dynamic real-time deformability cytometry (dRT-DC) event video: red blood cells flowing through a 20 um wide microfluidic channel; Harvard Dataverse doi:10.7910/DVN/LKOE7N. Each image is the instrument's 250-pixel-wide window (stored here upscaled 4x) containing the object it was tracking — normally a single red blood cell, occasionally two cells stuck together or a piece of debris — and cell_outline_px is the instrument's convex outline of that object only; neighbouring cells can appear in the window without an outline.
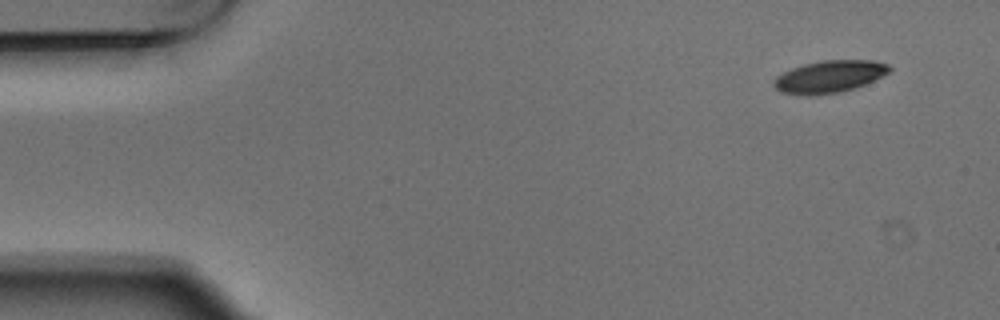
{"species": "Egyptian fruit bat (a non-hibernating species)", "species_latin": "Rousettus aegyptiacus", "temperature_condition": "warm", "stored_images_in_passage": 5, "camera_frame_rate_fps": 3000, "um_per_image_px": 0.085, "animal": {"sex": "male"}, "frame": {"image": 1, "passage_image": 1, "time_ms": 0.0, "image_size_px": [1000, 320], "cell_outline_px": [[892, 68], [888, 72], [856, 88], [840, 92], [808, 96], [780, 92], [772, 84], [772, 80], [776, 76], [792, 68], [804, 64], [824, 60], [872, 60], [888, 64]], "centroid_in_image_um": [70.45, 6.51], "position_along_channel_um": 14.5, "area_um2": 21.62}}
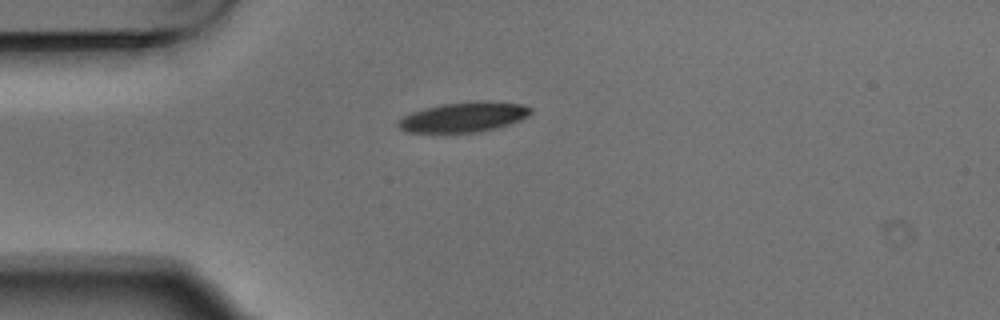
{"frame": {"image": 2, "passage_image": 4, "time_ms": 1.0, "image_size_px": [1000, 320], "cell_outline_px": [[532, 112], [528, 116], [520, 120], [496, 128], [476, 132], [408, 132], [400, 128], [400, 120], [404, 116], [412, 112], [444, 104], [476, 100], [488, 100], [520, 104], [532, 108]], "centroid_in_image_um": [39.49, 9.93], "position_along_channel_um": 45.5, "area_um2": 22.77}}
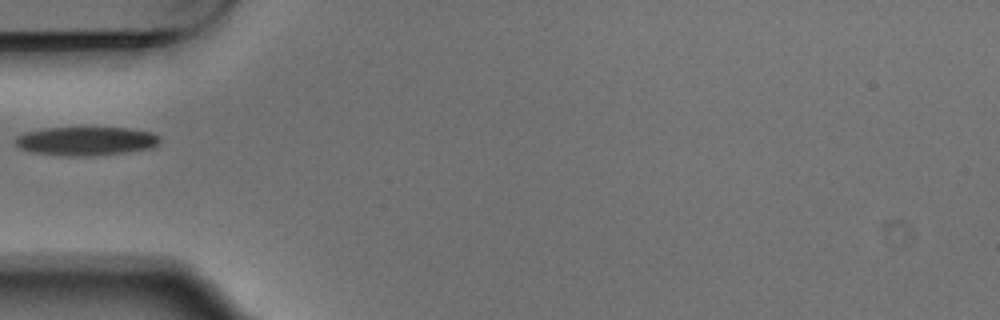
{"frame": {"image": 3, "passage_image": 5, "time_ms": 1.333, "image_size_px": [1000, 320], "cell_outline_px": [[160, 144], [152, 148], [124, 152], [92, 156], [68, 156], [32, 152], [20, 148], [16, 144], [16, 136], [24, 132], [48, 128], [128, 128], [152, 132], [160, 136]], "centroid_in_image_um": [7.35, 11.99], "position_along_channel_um": 77.7, "area_um2": 24.16}}